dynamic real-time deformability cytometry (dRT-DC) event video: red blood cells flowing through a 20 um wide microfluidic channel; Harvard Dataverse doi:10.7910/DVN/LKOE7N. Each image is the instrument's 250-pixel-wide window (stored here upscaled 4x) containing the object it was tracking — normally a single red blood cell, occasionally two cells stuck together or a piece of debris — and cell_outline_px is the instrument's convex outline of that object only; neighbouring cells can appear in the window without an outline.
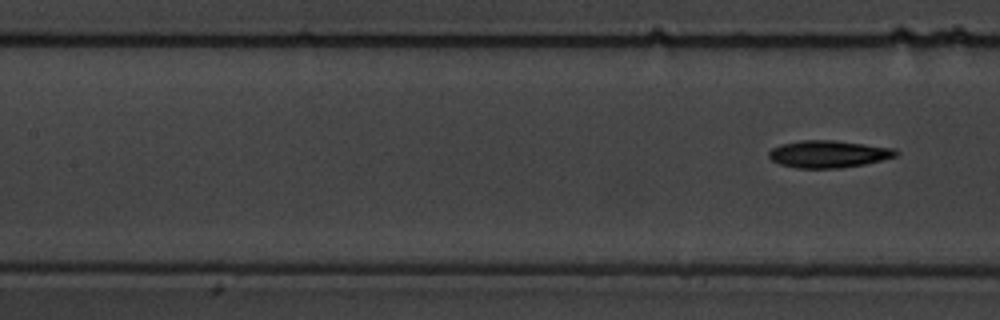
{"species": "common noctule bat (a hibernating species)", "species_latin": "Nyctalus noctula", "temperature_condition": "warm", "stored_images_in_passage": 6, "segment_of_instrument_passage": [2, 2], "camera_frame_rate_fps": 3000, "um_per_image_px": 0.085, "animal": {"sex": "male", "body_mass_g": 19.5, "forearm_length_mm": 54.6}, "frame": {"image": 1, "passage_image": 6, "time_ms": 5.667, "image_size_px": [1000, 320], "cell_outline_px": [[900, 152], [896, 156], [864, 164], [840, 168], [796, 168], [780, 164], [772, 160], [768, 156], [768, 152], [772, 148], [780, 144], [800, 140], [832, 140], [896, 148]], "centroid_in_image_um": [70.41, 13.09], "position_along_channel_um": 137.0, "area_um2": 20.17}}